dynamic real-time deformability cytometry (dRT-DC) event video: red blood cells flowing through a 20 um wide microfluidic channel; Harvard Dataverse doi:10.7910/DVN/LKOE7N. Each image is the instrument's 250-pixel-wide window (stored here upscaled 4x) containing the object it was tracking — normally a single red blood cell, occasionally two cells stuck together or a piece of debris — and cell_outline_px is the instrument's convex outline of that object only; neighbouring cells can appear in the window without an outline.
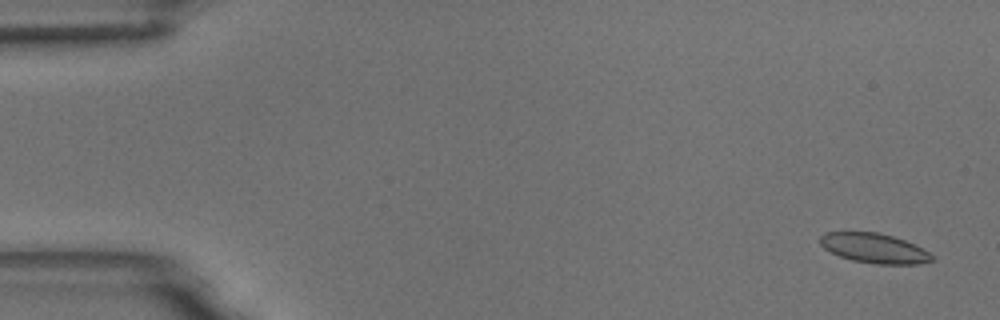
{"species": "common noctule bat (a hibernating species)", "species_latin": "Nyctalus noctula", "temperature_condition": "room temperature", "stored_images_in_passage": 4, "camera_frame_rate_fps": 3000, "um_per_image_px": 0.085, "animal": {"sex": "male", "body_mass_g": 18.8}, "frame": {"image": 1, "passage_image": 1, "time_ms": 0.0, "image_size_px": [1000, 320], "cell_outline_px": [[936, 260], [920, 264], [876, 264], [852, 260], [840, 256], [824, 248], [820, 244], [820, 236], [824, 232], [880, 232], [904, 240], [936, 256]], "centroid_in_image_um": [74.33, 21.1], "position_along_channel_um": 10.7, "area_um2": 19.36}}
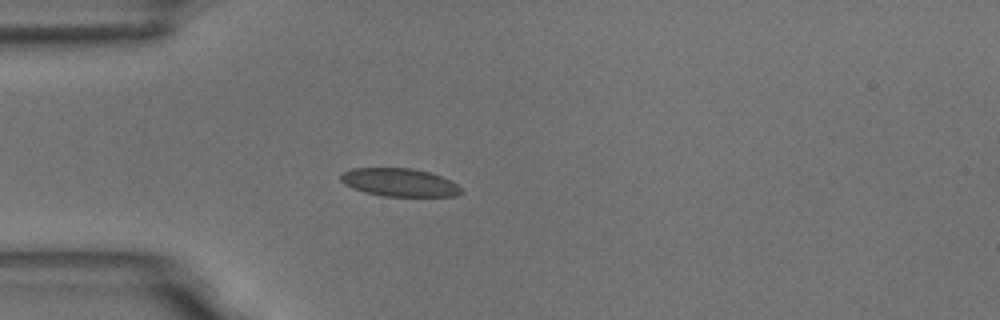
{"frame": {"image": 2, "passage_image": 4, "time_ms": 4.333, "image_size_px": [1000, 320], "cell_outline_px": [[464, 192], [456, 196], [380, 196], [364, 192], [352, 188], [344, 184], [340, 180], [340, 172], [352, 168], [412, 168], [428, 172], [452, 180]], "centroid_in_image_um": [33.92, 15.5], "position_along_channel_um": 51.1, "area_um2": 19.88}}